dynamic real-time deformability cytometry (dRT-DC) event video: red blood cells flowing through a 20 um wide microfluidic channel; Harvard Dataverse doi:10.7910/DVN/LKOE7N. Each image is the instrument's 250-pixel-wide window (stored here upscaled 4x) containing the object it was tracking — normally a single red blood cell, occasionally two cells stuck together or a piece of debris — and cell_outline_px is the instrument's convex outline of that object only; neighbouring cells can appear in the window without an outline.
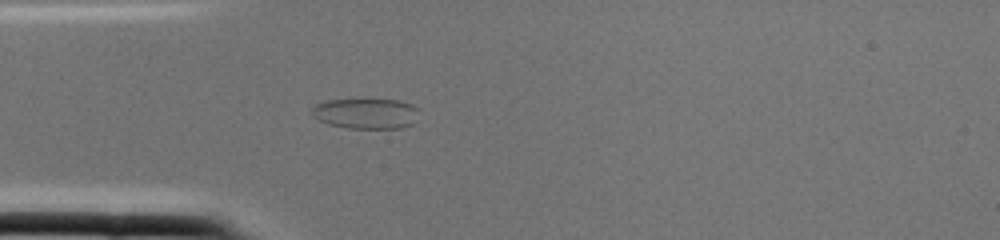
{"species": "common noctule bat (a hibernating species)", "species_latin": "Nyctalus noctula", "temperature_condition": "cold", "stored_images_in_passage": 2, "camera_frame_rate_fps": 3000, "um_per_image_px": 0.085, "animal": {"sex": "female", "body_mass_g": 22.0, "forearm_length_mm": 56.7}, "frame": {"image": 1, "passage_image": 2, "time_ms": 0.333, "image_size_px": [1000, 240], "cell_outline_px": [[420, 108], [412, 124], [400, 128], [348, 128], [328, 124], [312, 116], [312, 108], [316, 104], [328, 100], [396, 100], [412, 104]], "centroid_in_image_um": [31.11, 9.65], "position_along_channel_um": 53.9, "area_um2": 18.84}}